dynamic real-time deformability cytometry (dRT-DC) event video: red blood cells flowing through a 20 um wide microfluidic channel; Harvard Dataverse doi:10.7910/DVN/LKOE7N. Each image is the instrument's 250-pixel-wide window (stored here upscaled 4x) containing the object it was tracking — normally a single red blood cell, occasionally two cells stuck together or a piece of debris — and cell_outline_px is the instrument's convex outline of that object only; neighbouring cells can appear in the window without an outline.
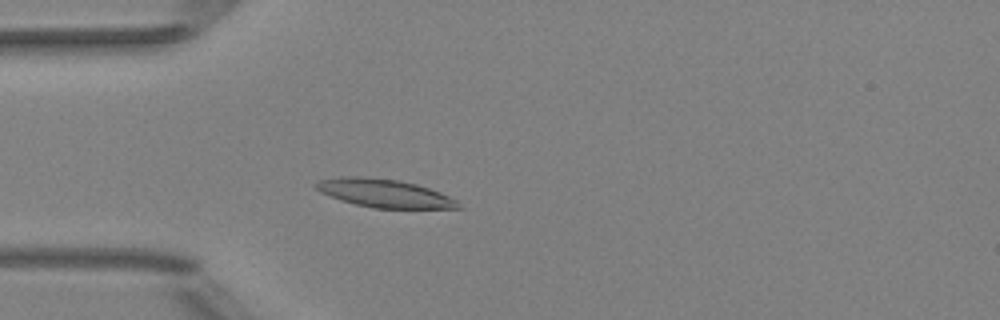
{"species": "Egyptian fruit bat (a non-hibernating species)", "species_latin": "Rousettus aegyptiacus", "temperature_condition": "room temperature", "stored_images_in_passage": 49, "camera_frame_rate_fps": 3000, "um_per_image_px": 0.085, "animal": {"sex": "female"}, "frame": {"image": 1, "passage_image": 13, "time_ms": 4.0, "image_size_px": [1000, 320], "cell_outline_px": [[464, 208], [372, 208], [340, 200], [320, 192], [312, 184], [320, 180], [340, 176], [360, 176], [400, 180], [416, 184], [440, 192], [456, 200]], "centroid_in_image_um": [32.64, 16.42], "position_along_channel_um": 52.4, "area_um2": 23.41}}
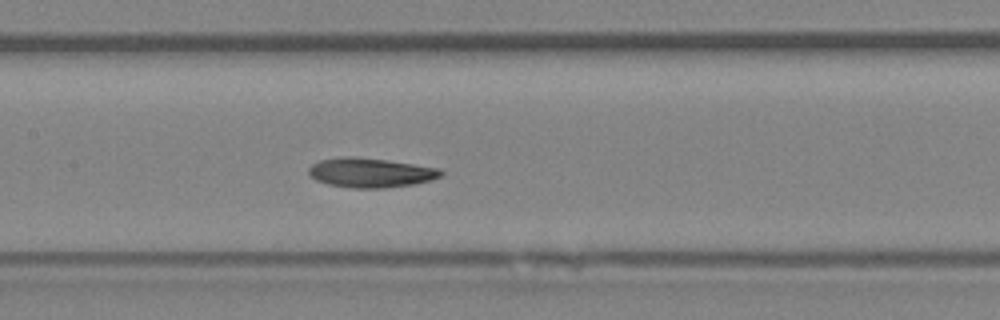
{"frame": {"image": 2, "passage_image": 23, "time_ms": 7.333, "image_size_px": [1000, 320], "cell_outline_px": [[444, 172], [440, 176], [432, 180], [412, 184], [384, 188], [352, 188], [328, 184], [316, 180], [308, 176], [308, 168], [312, 164], [320, 160], [344, 156], [348, 156], [384, 160], [440, 168]], "centroid_in_image_um": [31.46, 14.68], "position_along_channel_um": 175.9, "area_um2": 22.6}}
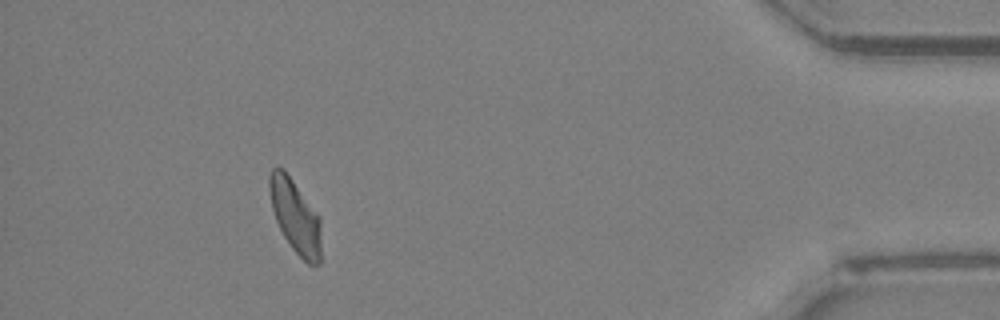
{"frame": {"image": 3, "passage_image": 45, "time_ms": 14.667, "image_size_px": [1000, 320], "cell_outline_px": [[320, 264], [308, 264], [292, 248], [284, 236], [276, 220], [272, 208], [268, 188], [268, 176], [272, 168], [284, 168], [320, 216]], "centroid_in_image_um": [25.09, 18.34], "position_along_channel_um": 410.1, "area_um2": 22.08}, "authors_computed_cell_mechanics": {"area_um2": 22.4264, "velocity_mm_per_s": 3.9913, "shape_relaxation_time_tau1_ms": null, "shape_relaxation_time_tau2_ms": 4.1109, "deformation_change_tau1": null, "deformation_change_tau2": 0.1034}}